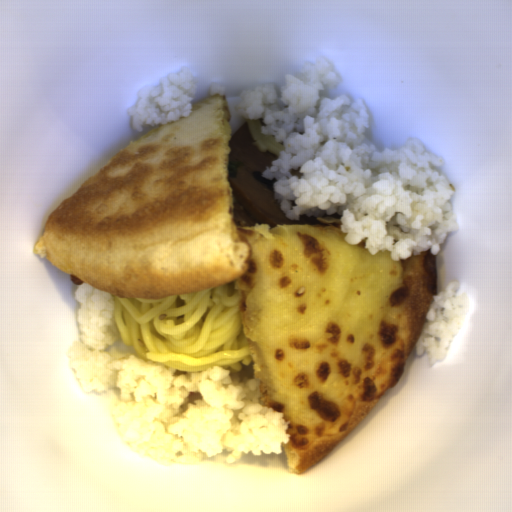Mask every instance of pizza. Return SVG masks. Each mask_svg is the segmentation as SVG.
<instances>
[{"label":"pizza","mask_w":512,"mask_h":512,"mask_svg":"<svg viewBox=\"0 0 512 512\" xmlns=\"http://www.w3.org/2000/svg\"><path fill=\"white\" fill-rule=\"evenodd\" d=\"M131 142L50 212L33 251L113 298L230 283L264 407L284 414L290 473L336 448L403 378L438 285L431 248L393 260L341 220L237 226L229 101Z\"/></svg>","instance_id":"1"}]
</instances>
